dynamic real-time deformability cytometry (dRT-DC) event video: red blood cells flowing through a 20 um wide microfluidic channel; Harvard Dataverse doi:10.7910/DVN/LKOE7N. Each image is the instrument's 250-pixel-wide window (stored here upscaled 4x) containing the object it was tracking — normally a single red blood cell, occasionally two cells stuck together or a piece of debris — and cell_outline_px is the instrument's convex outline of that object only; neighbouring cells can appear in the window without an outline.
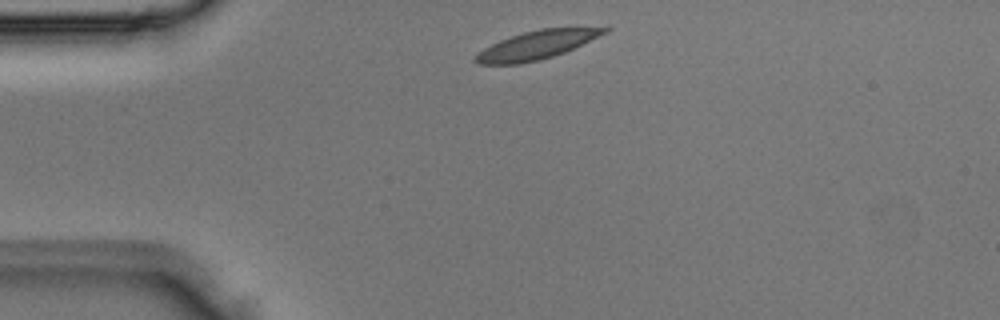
{"species": "Egyptian fruit bat (a non-hibernating species)", "species_latin": "Rousettus aegyptiacus", "temperature_condition": "room temperature", "stored_images_in_passage": 2, "camera_frame_rate_fps": 3000, "um_per_image_px": 0.085, "animal": {"sex": "male"}, "frame": {"image": 1, "passage_image": 1, "time_ms": 0.0, "image_size_px": [1000, 320], "cell_outline_px": [[612, 28], [608, 32], [564, 52], [540, 60], [520, 64], [476, 64], [472, 60], [472, 56], [484, 48], [500, 40], [524, 32], [540, 28], [608, 24]], "centroid_in_image_um": [45.74, 3.77], "position_along_channel_um": 39.3, "area_um2": 22.2}}
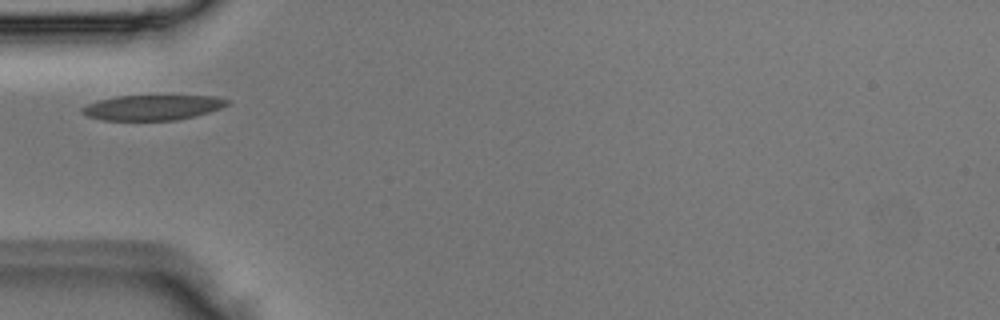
{"frame": {"image": 2, "passage_image": 2, "time_ms": 0.333, "image_size_px": [1000, 320], "cell_outline_px": [[232, 100], [228, 104], [220, 108], [208, 112], [176, 120], [104, 120], [88, 116], [80, 112], [80, 108], [88, 104], [100, 100], [116, 96], [216, 96]], "centroid_in_image_um": [12.97, 9.13], "position_along_channel_um": 72.0, "area_um2": 21.1}}